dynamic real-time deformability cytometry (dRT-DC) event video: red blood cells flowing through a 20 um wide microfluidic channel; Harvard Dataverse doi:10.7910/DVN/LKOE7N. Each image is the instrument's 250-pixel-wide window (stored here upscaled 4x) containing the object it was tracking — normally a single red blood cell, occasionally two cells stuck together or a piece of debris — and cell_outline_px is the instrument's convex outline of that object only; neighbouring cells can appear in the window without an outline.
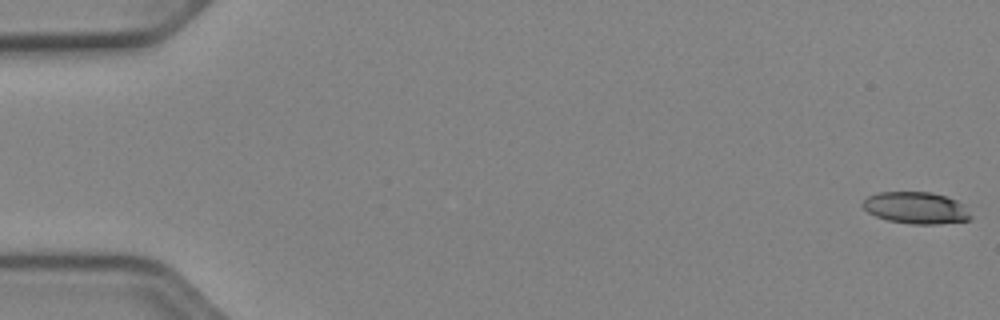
{"species": "Egyptian fruit bat (a non-hibernating species)", "species_latin": "Rousettus aegyptiacus", "temperature_condition": "cold", "stored_images_in_passage": 52, "camera_frame_rate_fps": 3000, "um_per_image_px": 0.085, "animal": {"sex": "female"}, "frame": {"image": 1, "passage_image": 1, "time_ms": 0.0, "image_size_px": [1000, 320], "cell_outline_px": [[972, 220], [940, 224], [912, 224], [888, 220], [876, 216], [868, 212], [860, 204], [868, 196], [880, 192], [932, 192], [956, 200], [964, 204], [972, 216]], "centroid_in_image_um": [77.89, 17.67], "position_along_channel_um": 7.1, "area_um2": 20.11}}
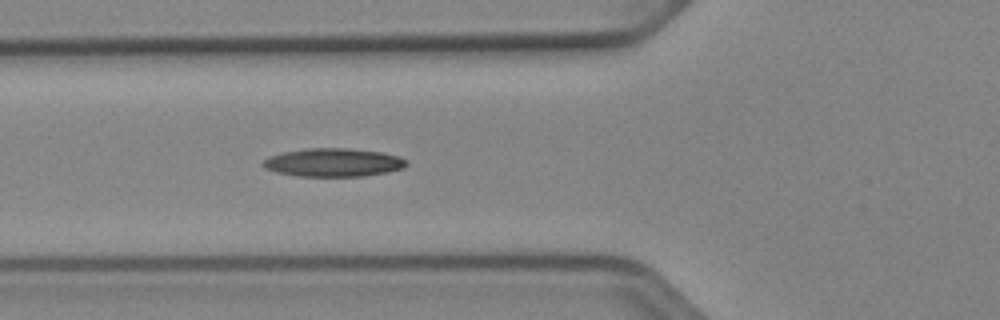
{"frame": {"image": 2, "passage_image": 20, "time_ms": 6.333, "image_size_px": [1000, 320], "cell_outline_px": [[408, 164], [404, 168], [388, 172], [364, 176], [296, 176], [276, 172], [264, 168], [260, 164], [268, 156], [284, 152], [308, 148], [348, 148], [384, 152], [400, 156], [408, 160]], "centroid_in_image_um": [28.36, 13.81], "position_along_channel_um": 97.4, "area_um2": 23.99}}
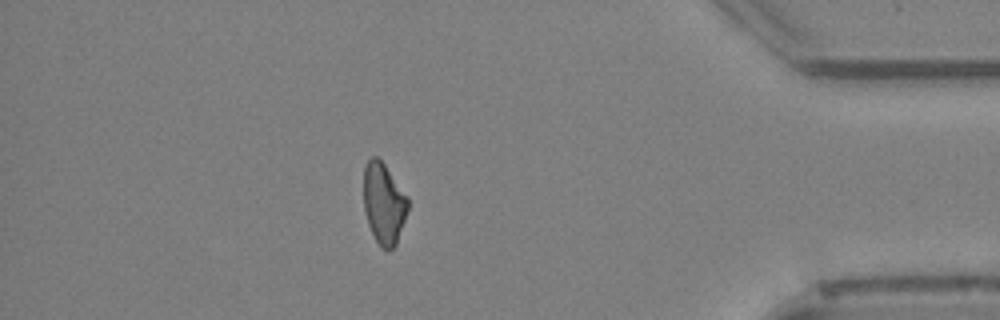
{"frame": {"image": 3, "passage_image": 46, "time_ms": 15.0, "image_size_px": [1000, 320], "cell_outline_px": [[408, 208], [396, 244], [392, 248], [380, 248], [368, 224], [364, 208], [364, 168], [368, 160], [372, 156], [376, 156], [384, 164], [408, 196]], "centroid_in_image_um": [32.62, 17.27], "position_along_channel_um": 402.6, "area_um2": 20.63}}